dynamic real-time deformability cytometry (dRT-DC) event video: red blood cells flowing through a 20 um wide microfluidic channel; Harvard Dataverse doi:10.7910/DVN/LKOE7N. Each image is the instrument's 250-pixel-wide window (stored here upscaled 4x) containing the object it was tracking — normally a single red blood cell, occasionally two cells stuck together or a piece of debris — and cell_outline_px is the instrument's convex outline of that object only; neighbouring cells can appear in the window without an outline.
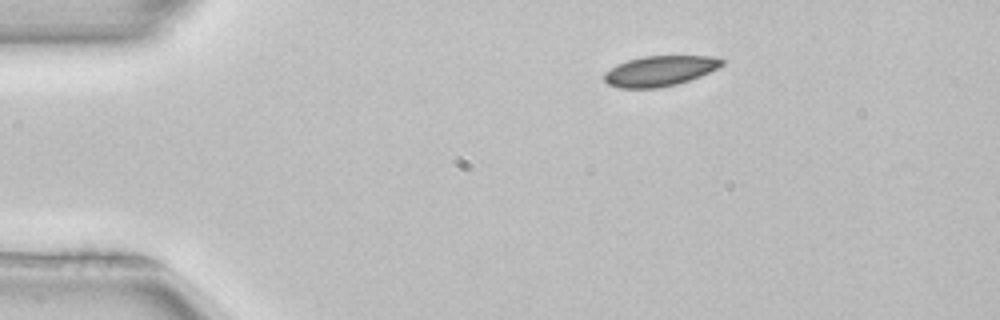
{"species": "common noctule bat (a hibernating species)", "species_latin": "Nyctalus noctula", "temperature_condition": "room temperature", "stored_images_in_passage": 44, "camera_frame_rate_fps": 3000, "um_per_image_px": 0.085, "animal": {"sex": "female", "body_mass_g": 22.7, "forearm_length_mm": 54.2}, "frame": {"image": 1, "passage_image": 1, "time_ms": 0.0, "image_size_px": [1000, 320], "cell_outline_px": [[724, 64], [700, 76], [676, 84], [660, 88], [620, 88], [608, 84], [604, 80], [604, 72], [616, 64], [628, 60], [644, 56], [712, 56], [724, 60]], "centroid_in_image_um": [56.05, 6.03], "position_along_channel_um": 29.0, "area_um2": 20.69}}
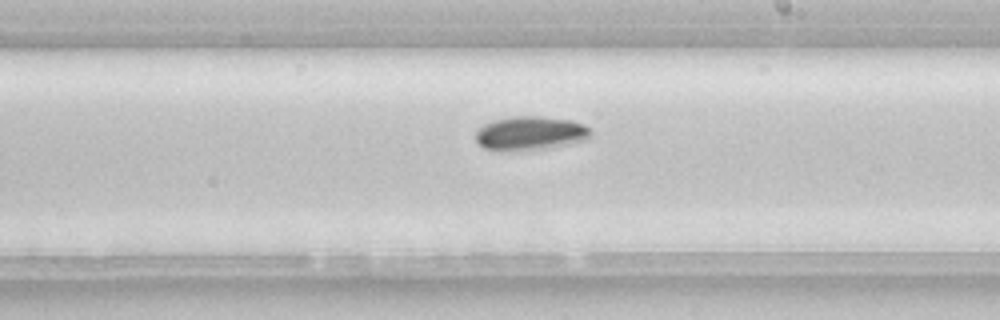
{"frame": {"image": 2, "passage_image": 22, "time_ms": 7.0, "image_size_px": [1000, 320], "cell_outline_px": [[592, 132], [584, 140], [552, 148], [512, 152], [500, 152], [484, 148], [476, 140], [476, 132], [484, 124], [496, 120], [512, 116], [540, 116], [572, 120], [584, 124]], "centroid_in_image_um": [45.06, 11.35], "position_along_channel_um": 243.9, "area_um2": 23.0}}
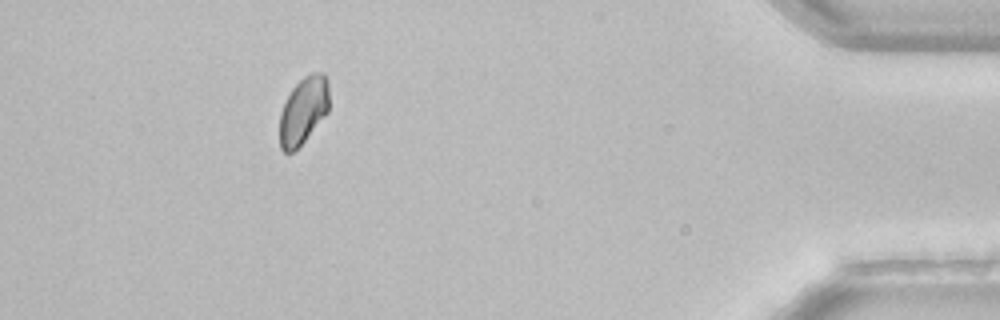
{"frame": {"image": 3, "passage_image": 39, "time_ms": 12.667, "image_size_px": [1000, 320], "cell_outline_px": [[328, 112], [304, 140], [292, 152], [284, 152], [280, 148], [280, 112], [292, 88], [304, 76], [312, 72], [324, 72], [328, 80]], "centroid_in_image_um": [25.79, 9.35], "position_along_channel_um": 409.4, "area_um2": 19.13}, "authors_computed_cell_mechanics": {"area_um2": 21.097, "velocity_mm_per_s": 3.931, "shape_relaxation_time_tau1_ms": 3.3428, "shape_relaxation_time_tau2_ms": null, "deformation_change_tau1": 0.0639, "deformation_change_tau2": null}}